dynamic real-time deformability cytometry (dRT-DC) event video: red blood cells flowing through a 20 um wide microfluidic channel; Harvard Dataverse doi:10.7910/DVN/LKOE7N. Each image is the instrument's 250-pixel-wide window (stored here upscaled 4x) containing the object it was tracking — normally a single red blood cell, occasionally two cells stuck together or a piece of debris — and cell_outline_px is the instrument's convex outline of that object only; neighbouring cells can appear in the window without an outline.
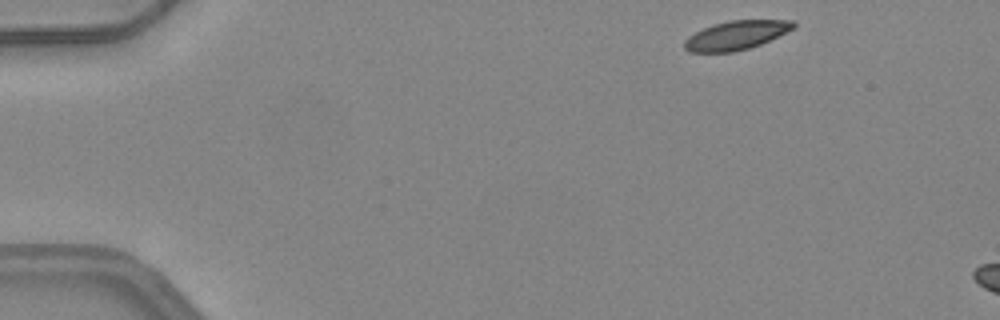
{"species": "common noctule bat (a hibernating species)", "species_latin": "Nyctalus noctula", "temperature_condition": "warm", "stored_images_in_passage": 6, "camera_frame_rate_fps": 3000, "um_per_image_px": 0.085, "animal": {"sex": "female", "body_mass_g": 24.6, "forearm_length_mm": 56.2}, "frame": {"image": 1, "passage_image": 1, "time_ms": 0.0, "image_size_px": [1000, 320], "cell_outline_px": [[796, 28], [760, 44], [748, 48], [732, 52], [688, 52], [684, 48], [684, 40], [688, 36], [712, 24], [728, 20], [792, 20], [796, 24]], "centroid_in_image_um": [62.57, 2.99], "position_along_channel_um": 22.4, "area_um2": 18.38}}